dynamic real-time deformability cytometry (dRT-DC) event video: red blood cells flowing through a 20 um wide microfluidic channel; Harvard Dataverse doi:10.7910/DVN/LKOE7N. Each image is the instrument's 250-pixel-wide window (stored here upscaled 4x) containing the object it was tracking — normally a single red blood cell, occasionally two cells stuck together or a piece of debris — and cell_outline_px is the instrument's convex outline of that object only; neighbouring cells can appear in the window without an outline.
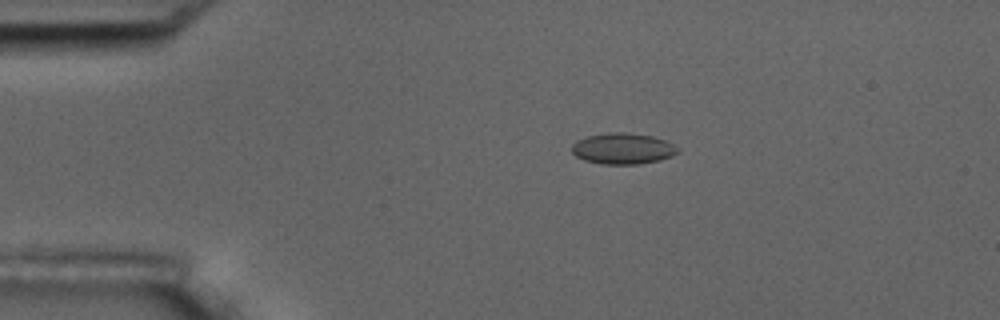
{"species": "common noctule bat (a hibernating species)", "species_latin": "Nyctalus noctula", "temperature_condition": "room temperature", "stored_images_in_passage": 15, "camera_frame_rate_fps": 3000, "um_per_image_px": 0.085, "animal": {"sex": "male", "body_mass_g": 17.5, "forearm_length_mm": 52.3}, "frame": {"image": 1, "passage_image": 3, "time_ms": 0.667, "image_size_px": [1000, 320], "cell_outline_px": [[680, 152], [672, 156], [660, 160], [636, 164], [604, 164], [584, 160], [576, 156], [572, 152], [572, 144], [576, 140], [588, 136], [608, 132], [624, 132], [652, 136], [664, 140], [680, 148]], "centroid_in_image_um": [52.95, 12.63], "position_along_channel_um": 32.1, "area_um2": 19.19}}
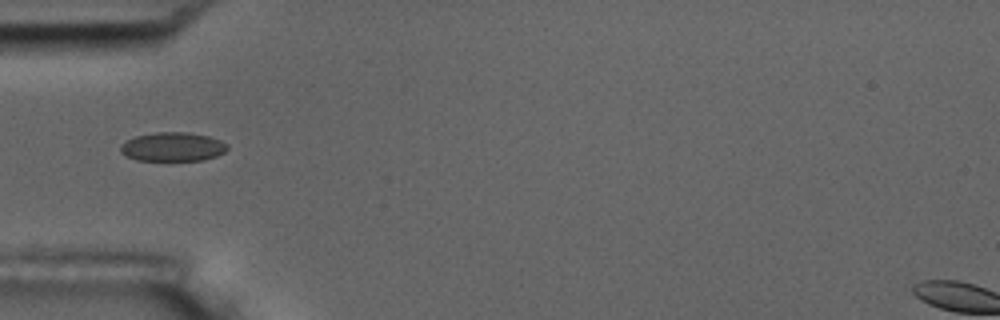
{"frame": {"image": 2, "passage_image": 5, "time_ms": 1.333, "image_size_px": [1000, 320], "cell_outline_px": [[228, 148], [224, 152], [216, 156], [204, 160], [136, 160], [120, 152], [120, 144], [136, 136], [156, 132], [184, 132], [208, 136], [220, 140], [228, 144]], "centroid_in_image_um": [14.69, 12.48], "position_along_channel_um": 70.3, "area_um2": 17.92}}
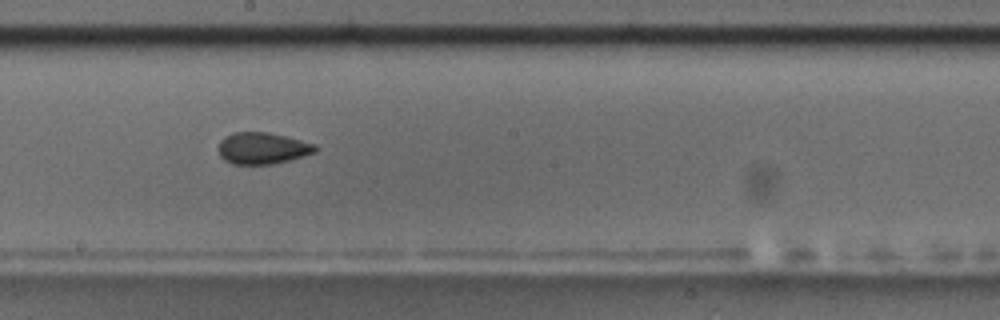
{"frame": {"image": 3, "passage_image": 9, "time_ms": 2.667, "image_size_px": [1000, 320], "cell_outline_px": [[320, 148], [316, 152], [304, 156], [272, 164], [232, 164], [224, 160], [220, 156], [216, 148], [220, 140], [224, 136], [232, 132], [268, 132], [316, 144]], "centroid_in_image_um": [22.28, 12.59], "position_along_channel_um": 225.9, "area_um2": 18.09}}